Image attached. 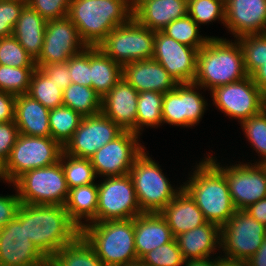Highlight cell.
<instances>
[{
    "label": "cell",
    "instance_id": "cell-1",
    "mask_svg": "<svg viewBox=\"0 0 266 266\" xmlns=\"http://www.w3.org/2000/svg\"><path fill=\"white\" fill-rule=\"evenodd\" d=\"M205 158V159H204ZM195 165L182 188L195 201L207 222L220 228L237 211L230 196L225 175L207 158Z\"/></svg>",
    "mask_w": 266,
    "mask_h": 266
},
{
    "label": "cell",
    "instance_id": "cell-2",
    "mask_svg": "<svg viewBox=\"0 0 266 266\" xmlns=\"http://www.w3.org/2000/svg\"><path fill=\"white\" fill-rule=\"evenodd\" d=\"M67 17L87 47H96L110 31L133 18L131 0H71Z\"/></svg>",
    "mask_w": 266,
    "mask_h": 266
},
{
    "label": "cell",
    "instance_id": "cell-3",
    "mask_svg": "<svg viewBox=\"0 0 266 266\" xmlns=\"http://www.w3.org/2000/svg\"><path fill=\"white\" fill-rule=\"evenodd\" d=\"M25 233L51 259L62 247L72 243L81 229L69 218L64 206L25 204Z\"/></svg>",
    "mask_w": 266,
    "mask_h": 266
},
{
    "label": "cell",
    "instance_id": "cell-4",
    "mask_svg": "<svg viewBox=\"0 0 266 266\" xmlns=\"http://www.w3.org/2000/svg\"><path fill=\"white\" fill-rule=\"evenodd\" d=\"M243 53L239 42L212 36L197 54L194 83L204 91L246 78Z\"/></svg>",
    "mask_w": 266,
    "mask_h": 266
},
{
    "label": "cell",
    "instance_id": "cell-5",
    "mask_svg": "<svg viewBox=\"0 0 266 266\" xmlns=\"http://www.w3.org/2000/svg\"><path fill=\"white\" fill-rule=\"evenodd\" d=\"M81 235L95 249L105 266H125L138 260L134 218L85 224Z\"/></svg>",
    "mask_w": 266,
    "mask_h": 266
},
{
    "label": "cell",
    "instance_id": "cell-6",
    "mask_svg": "<svg viewBox=\"0 0 266 266\" xmlns=\"http://www.w3.org/2000/svg\"><path fill=\"white\" fill-rule=\"evenodd\" d=\"M144 150L134 161L129 175L142 212L159 213L183 188H174L159 163Z\"/></svg>",
    "mask_w": 266,
    "mask_h": 266
},
{
    "label": "cell",
    "instance_id": "cell-7",
    "mask_svg": "<svg viewBox=\"0 0 266 266\" xmlns=\"http://www.w3.org/2000/svg\"><path fill=\"white\" fill-rule=\"evenodd\" d=\"M12 184L24 204L64 206L69 194L60 161L51 166L29 170Z\"/></svg>",
    "mask_w": 266,
    "mask_h": 266
},
{
    "label": "cell",
    "instance_id": "cell-8",
    "mask_svg": "<svg viewBox=\"0 0 266 266\" xmlns=\"http://www.w3.org/2000/svg\"><path fill=\"white\" fill-rule=\"evenodd\" d=\"M155 31L140 25L134 18L117 26L97 47L121 66L153 58Z\"/></svg>",
    "mask_w": 266,
    "mask_h": 266
},
{
    "label": "cell",
    "instance_id": "cell-9",
    "mask_svg": "<svg viewBox=\"0 0 266 266\" xmlns=\"http://www.w3.org/2000/svg\"><path fill=\"white\" fill-rule=\"evenodd\" d=\"M63 147L51 137L18 135L4 163L5 174L12 184L23 173L59 162Z\"/></svg>",
    "mask_w": 266,
    "mask_h": 266
},
{
    "label": "cell",
    "instance_id": "cell-10",
    "mask_svg": "<svg viewBox=\"0 0 266 266\" xmlns=\"http://www.w3.org/2000/svg\"><path fill=\"white\" fill-rule=\"evenodd\" d=\"M266 225L258 222L245 210H237L221 227V250L227 259L247 261L261 246Z\"/></svg>",
    "mask_w": 266,
    "mask_h": 266
},
{
    "label": "cell",
    "instance_id": "cell-11",
    "mask_svg": "<svg viewBox=\"0 0 266 266\" xmlns=\"http://www.w3.org/2000/svg\"><path fill=\"white\" fill-rule=\"evenodd\" d=\"M215 157L207 156L225 175L236 210H245L251 204L266 198V164L238 161V164L225 165L226 167H224Z\"/></svg>",
    "mask_w": 266,
    "mask_h": 266
},
{
    "label": "cell",
    "instance_id": "cell-12",
    "mask_svg": "<svg viewBox=\"0 0 266 266\" xmlns=\"http://www.w3.org/2000/svg\"><path fill=\"white\" fill-rule=\"evenodd\" d=\"M103 179L98 184L96 222L133 219L143 213L129 174Z\"/></svg>",
    "mask_w": 266,
    "mask_h": 266
},
{
    "label": "cell",
    "instance_id": "cell-13",
    "mask_svg": "<svg viewBox=\"0 0 266 266\" xmlns=\"http://www.w3.org/2000/svg\"><path fill=\"white\" fill-rule=\"evenodd\" d=\"M213 105L230 119L242 122L264 109L263 93L251 76L241 81L215 87L210 91Z\"/></svg>",
    "mask_w": 266,
    "mask_h": 266
},
{
    "label": "cell",
    "instance_id": "cell-14",
    "mask_svg": "<svg viewBox=\"0 0 266 266\" xmlns=\"http://www.w3.org/2000/svg\"><path fill=\"white\" fill-rule=\"evenodd\" d=\"M48 258L25 233V204L17 216L0 228V266H42Z\"/></svg>",
    "mask_w": 266,
    "mask_h": 266
},
{
    "label": "cell",
    "instance_id": "cell-15",
    "mask_svg": "<svg viewBox=\"0 0 266 266\" xmlns=\"http://www.w3.org/2000/svg\"><path fill=\"white\" fill-rule=\"evenodd\" d=\"M138 138L132 131H123L98 149L90 158L96 175L104 178L129 174L135 159L145 150Z\"/></svg>",
    "mask_w": 266,
    "mask_h": 266
},
{
    "label": "cell",
    "instance_id": "cell-16",
    "mask_svg": "<svg viewBox=\"0 0 266 266\" xmlns=\"http://www.w3.org/2000/svg\"><path fill=\"white\" fill-rule=\"evenodd\" d=\"M199 88L202 89L194 82L178 83L174 90L164 93L163 124L186 128L197 125L208 106L204 97L197 92Z\"/></svg>",
    "mask_w": 266,
    "mask_h": 266
},
{
    "label": "cell",
    "instance_id": "cell-17",
    "mask_svg": "<svg viewBox=\"0 0 266 266\" xmlns=\"http://www.w3.org/2000/svg\"><path fill=\"white\" fill-rule=\"evenodd\" d=\"M86 47L78 34L77 27L67 16L62 19L48 20L42 51L35 60L36 67L66 63Z\"/></svg>",
    "mask_w": 266,
    "mask_h": 266
},
{
    "label": "cell",
    "instance_id": "cell-18",
    "mask_svg": "<svg viewBox=\"0 0 266 266\" xmlns=\"http://www.w3.org/2000/svg\"><path fill=\"white\" fill-rule=\"evenodd\" d=\"M123 131L102 112L85 116L63 147V152L73 157L90 159L98 149L114 140Z\"/></svg>",
    "mask_w": 266,
    "mask_h": 266
},
{
    "label": "cell",
    "instance_id": "cell-19",
    "mask_svg": "<svg viewBox=\"0 0 266 266\" xmlns=\"http://www.w3.org/2000/svg\"><path fill=\"white\" fill-rule=\"evenodd\" d=\"M198 51L177 42L162 31L155 32L153 59L158 61L177 83L194 82Z\"/></svg>",
    "mask_w": 266,
    "mask_h": 266
},
{
    "label": "cell",
    "instance_id": "cell-20",
    "mask_svg": "<svg viewBox=\"0 0 266 266\" xmlns=\"http://www.w3.org/2000/svg\"><path fill=\"white\" fill-rule=\"evenodd\" d=\"M236 39L262 34L266 27V0H225V25Z\"/></svg>",
    "mask_w": 266,
    "mask_h": 266
},
{
    "label": "cell",
    "instance_id": "cell-21",
    "mask_svg": "<svg viewBox=\"0 0 266 266\" xmlns=\"http://www.w3.org/2000/svg\"><path fill=\"white\" fill-rule=\"evenodd\" d=\"M138 91L123 77L102 98L101 112L124 131L136 134Z\"/></svg>",
    "mask_w": 266,
    "mask_h": 266
},
{
    "label": "cell",
    "instance_id": "cell-22",
    "mask_svg": "<svg viewBox=\"0 0 266 266\" xmlns=\"http://www.w3.org/2000/svg\"><path fill=\"white\" fill-rule=\"evenodd\" d=\"M122 77L139 93L156 91L164 94L174 90L178 84L167 70L153 58L123 65Z\"/></svg>",
    "mask_w": 266,
    "mask_h": 266
},
{
    "label": "cell",
    "instance_id": "cell-23",
    "mask_svg": "<svg viewBox=\"0 0 266 266\" xmlns=\"http://www.w3.org/2000/svg\"><path fill=\"white\" fill-rule=\"evenodd\" d=\"M133 18L155 32L188 14L187 0H131Z\"/></svg>",
    "mask_w": 266,
    "mask_h": 266
},
{
    "label": "cell",
    "instance_id": "cell-24",
    "mask_svg": "<svg viewBox=\"0 0 266 266\" xmlns=\"http://www.w3.org/2000/svg\"><path fill=\"white\" fill-rule=\"evenodd\" d=\"M134 236L138 259L175 239L164 217L155 212H143L134 217Z\"/></svg>",
    "mask_w": 266,
    "mask_h": 266
},
{
    "label": "cell",
    "instance_id": "cell-25",
    "mask_svg": "<svg viewBox=\"0 0 266 266\" xmlns=\"http://www.w3.org/2000/svg\"><path fill=\"white\" fill-rule=\"evenodd\" d=\"M221 228L207 222L175 237L185 260L212 257L221 250ZM216 250V251H215Z\"/></svg>",
    "mask_w": 266,
    "mask_h": 266
},
{
    "label": "cell",
    "instance_id": "cell-26",
    "mask_svg": "<svg viewBox=\"0 0 266 266\" xmlns=\"http://www.w3.org/2000/svg\"><path fill=\"white\" fill-rule=\"evenodd\" d=\"M159 213L166 220L174 237L207 223L203 212L184 189Z\"/></svg>",
    "mask_w": 266,
    "mask_h": 266
},
{
    "label": "cell",
    "instance_id": "cell-27",
    "mask_svg": "<svg viewBox=\"0 0 266 266\" xmlns=\"http://www.w3.org/2000/svg\"><path fill=\"white\" fill-rule=\"evenodd\" d=\"M50 110L29 95L16 96L14 122L20 134L32 137H51Z\"/></svg>",
    "mask_w": 266,
    "mask_h": 266
},
{
    "label": "cell",
    "instance_id": "cell-28",
    "mask_svg": "<svg viewBox=\"0 0 266 266\" xmlns=\"http://www.w3.org/2000/svg\"><path fill=\"white\" fill-rule=\"evenodd\" d=\"M46 24L47 21L27 4L14 27L13 36L34 60L41 54Z\"/></svg>",
    "mask_w": 266,
    "mask_h": 266
},
{
    "label": "cell",
    "instance_id": "cell-29",
    "mask_svg": "<svg viewBox=\"0 0 266 266\" xmlns=\"http://www.w3.org/2000/svg\"><path fill=\"white\" fill-rule=\"evenodd\" d=\"M64 207L68 212L69 218L80 229H82L85 224L96 223L98 183H91L69 189L68 198Z\"/></svg>",
    "mask_w": 266,
    "mask_h": 266
},
{
    "label": "cell",
    "instance_id": "cell-30",
    "mask_svg": "<svg viewBox=\"0 0 266 266\" xmlns=\"http://www.w3.org/2000/svg\"><path fill=\"white\" fill-rule=\"evenodd\" d=\"M92 88L103 98L122 78V66L97 46L90 47Z\"/></svg>",
    "mask_w": 266,
    "mask_h": 266
},
{
    "label": "cell",
    "instance_id": "cell-31",
    "mask_svg": "<svg viewBox=\"0 0 266 266\" xmlns=\"http://www.w3.org/2000/svg\"><path fill=\"white\" fill-rule=\"evenodd\" d=\"M58 266H105L95 249L80 234L62 247L52 258Z\"/></svg>",
    "mask_w": 266,
    "mask_h": 266
},
{
    "label": "cell",
    "instance_id": "cell-32",
    "mask_svg": "<svg viewBox=\"0 0 266 266\" xmlns=\"http://www.w3.org/2000/svg\"><path fill=\"white\" fill-rule=\"evenodd\" d=\"M62 96L63 105L82 117L101 113L102 98L92 87L71 83L63 90Z\"/></svg>",
    "mask_w": 266,
    "mask_h": 266
},
{
    "label": "cell",
    "instance_id": "cell-33",
    "mask_svg": "<svg viewBox=\"0 0 266 266\" xmlns=\"http://www.w3.org/2000/svg\"><path fill=\"white\" fill-rule=\"evenodd\" d=\"M164 94L156 91L138 93L136 134L141 135L143 127L158 128L163 124L162 105ZM141 131V132H140Z\"/></svg>",
    "mask_w": 266,
    "mask_h": 266
},
{
    "label": "cell",
    "instance_id": "cell-34",
    "mask_svg": "<svg viewBox=\"0 0 266 266\" xmlns=\"http://www.w3.org/2000/svg\"><path fill=\"white\" fill-rule=\"evenodd\" d=\"M82 118L78 112L65 105L51 109L49 113L51 138L64 147L78 129Z\"/></svg>",
    "mask_w": 266,
    "mask_h": 266
},
{
    "label": "cell",
    "instance_id": "cell-35",
    "mask_svg": "<svg viewBox=\"0 0 266 266\" xmlns=\"http://www.w3.org/2000/svg\"><path fill=\"white\" fill-rule=\"evenodd\" d=\"M39 68L34 70L27 95L49 110L63 105V92Z\"/></svg>",
    "mask_w": 266,
    "mask_h": 266
},
{
    "label": "cell",
    "instance_id": "cell-36",
    "mask_svg": "<svg viewBox=\"0 0 266 266\" xmlns=\"http://www.w3.org/2000/svg\"><path fill=\"white\" fill-rule=\"evenodd\" d=\"M69 189L95 183L98 176L90 159L77 158L62 152L59 159Z\"/></svg>",
    "mask_w": 266,
    "mask_h": 266
},
{
    "label": "cell",
    "instance_id": "cell-37",
    "mask_svg": "<svg viewBox=\"0 0 266 266\" xmlns=\"http://www.w3.org/2000/svg\"><path fill=\"white\" fill-rule=\"evenodd\" d=\"M199 25L187 14L167 25L162 32L177 42L200 50L211 36H202Z\"/></svg>",
    "mask_w": 266,
    "mask_h": 266
},
{
    "label": "cell",
    "instance_id": "cell-38",
    "mask_svg": "<svg viewBox=\"0 0 266 266\" xmlns=\"http://www.w3.org/2000/svg\"><path fill=\"white\" fill-rule=\"evenodd\" d=\"M236 40L242 49L247 75L251 76L266 61V34H249Z\"/></svg>",
    "mask_w": 266,
    "mask_h": 266
},
{
    "label": "cell",
    "instance_id": "cell-39",
    "mask_svg": "<svg viewBox=\"0 0 266 266\" xmlns=\"http://www.w3.org/2000/svg\"><path fill=\"white\" fill-rule=\"evenodd\" d=\"M36 67H11L0 65V91L15 96L27 94Z\"/></svg>",
    "mask_w": 266,
    "mask_h": 266
},
{
    "label": "cell",
    "instance_id": "cell-40",
    "mask_svg": "<svg viewBox=\"0 0 266 266\" xmlns=\"http://www.w3.org/2000/svg\"><path fill=\"white\" fill-rule=\"evenodd\" d=\"M240 125L248 142L261 158L254 163L266 164V111L263 109L259 114L243 120Z\"/></svg>",
    "mask_w": 266,
    "mask_h": 266
},
{
    "label": "cell",
    "instance_id": "cell-41",
    "mask_svg": "<svg viewBox=\"0 0 266 266\" xmlns=\"http://www.w3.org/2000/svg\"><path fill=\"white\" fill-rule=\"evenodd\" d=\"M188 15L198 24L218 21L225 25V0H187Z\"/></svg>",
    "mask_w": 266,
    "mask_h": 266
},
{
    "label": "cell",
    "instance_id": "cell-42",
    "mask_svg": "<svg viewBox=\"0 0 266 266\" xmlns=\"http://www.w3.org/2000/svg\"><path fill=\"white\" fill-rule=\"evenodd\" d=\"M0 65L11 67H36L33 57L12 35L0 38Z\"/></svg>",
    "mask_w": 266,
    "mask_h": 266
},
{
    "label": "cell",
    "instance_id": "cell-43",
    "mask_svg": "<svg viewBox=\"0 0 266 266\" xmlns=\"http://www.w3.org/2000/svg\"><path fill=\"white\" fill-rule=\"evenodd\" d=\"M141 260L147 266H184L186 261L176 239L160 247L158 246L145 254Z\"/></svg>",
    "mask_w": 266,
    "mask_h": 266
},
{
    "label": "cell",
    "instance_id": "cell-44",
    "mask_svg": "<svg viewBox=\"0 0 266 266\" xmlns=\"http://www.w3.org/2000/svg\"><path fill=\"white\" fill-rule=\"evenodd\" d=\"M27 0H0V38L13 35L14 27Z\"/></svg>",
    "mask_w": 266,
    "mask_h": 266
},
{
    "label": "cell",
    "instance_id": "cell-45",
    "mask_svg": "<svg viewBox=\"0 0 266 266\" xmlns=\"http://www.w3.org/2000/svg\"><path fill=\"white\" fill-rule=\"evenodd\" d=\"M72 83L92 87L90 47L72 56L67 62Z\"/></svg>",
    "mask_w": 266,
    "mask_h": 266
},
{
    "label": "cell",
    "instance_id": "cell-46",
    "mask_svg": "<svg viewBox=\"0 0 266 266\" xmlns=\"http://www.w3.org/2000/svg\"><path fill=\"white\" fill-rule=\"evenodd\" d=\"M71 0H27V4L46 21L62 19L68 15Z\"/></svg>",
    "mask_w": 266,
    "mask_h": 266
},
{
    "label": "cell",
    "instance_id": "cell-47",
    "mask_svg": "<svg viewBox=\"0 0 266 266\" xmlns=\"http://www.w3.org/2000/svg\"><path fill=\"white\" fill-rule=\"evenodd\" d=\"M19 135L18 127L14 121L0 123V160L4 163Z\"/></svg>",
    "mask_w": 266,
    "mask_h": 266
},
{
    "label": "cell",
    "instance_id": "cell-48",
    "mask_svg": "<svg viewBox=\"0 0 266 266\" xmlns=\"http://www.w3.org/2000/svg\"><path fill=\"white\" fill-rule=\"evenodd\" d=\"M39 68L49 79L58 85L57 87L63 92L71 83L70 71L67 63L47 64Z\"/></svg>",
    "mask_w": 266,
    "mask_h": 266
},
{
    "label": "cell",
    "instance_id": "cell-49",
    "mask_svg": "<svg viewBox=\"0 0 266 266\" xmlns=\"http://www.w3.org/2000/svg\"><path fill=\"white\" fill-rule=\"evenodd\" d=\"M21 204L17 191L13 195L0 196V228L16 218Z\"/></svg>",
    "mask_w": 266,
    "mask_h": 266
},
{
    "label": "cell",
    "instance_id": "cell-50",
    "mask_svg": "<svg viewBox=\"0 0 266 266\" xmlns=\"http://www.w3.org/2000/svg\"><path fill=\"white\" fill-rule=\"evenodd\" d=\"M16 96L0 91V123L14 121Z\"/></svg>",
    "mask_w": 266,
    "mask_h": 266
},
{
    "label": "cell",
    "instance_id": "cell-51",
    "mask_svg": "<svg viewBox=\"0 0 266 266\" xmlns=\"http://www.w3.org/2000/svg\"><path fill=\"white\" fill-rule=\"evenodd\" d=\"M248 214L255 218L258 222L266 225V198L251 204L245 209Z\"/></svg>",
    "mask_w": 266,
    "mask_h": 266
},
{
    "label": "cell",
    "instance_id": "cell-52",
    "mask_svg": "<svg viewBox=\"0 0 266 266\" xmlns=\"http://www.w3.org/2000/svg\"><path fill=\"white\" fill-rule=\"evenodd\" d=\"M247 262L249 266H266V236L257 252Z\"/></svg>",
    "mask_w": 266,
    "mask_h": 266
},
{
    "label": "cell",
    "instance_id": "cell-53",
    "mask_svg": "<svg viewBox=\"0 0 266 266\" xmlns=\"http://www.w3.org/2000/svg\"><path fill=\"white\" fill-rule=\"evenodd\" d=\"M251 77L264 95L266 93V61L251 75Z\"/></svg>",
    "mask_w": 266,
    "mask_h": 266
},
{
    "label": "cell",
    "instance_id": "cell-54",
    "mask_svg": "<svg viewBox=\"0 0 266 266\" xmlns=\"http://www.w3.org/2000/svg\"><path fill=\"white\" fill-rule=\"evenodd\" d=\"M212 257H207L203 259H189L186 260L184 266H218V257L211 259Z\"/></svg>",
    "mask_w": 266,
    "mask_h": 266
},
{
    "label": "cell",
    "instance_id": "cell-55",
    "mask_svg": "<svg viewBox=\"0 0 266 266\" xmlns=\"http://www.w3.org/2000/svg\"><path fill=\"white\" fill-rule=\"evenodd\" d=\"M218 266H249L247 261L232 260L218 256Z\"/></svg>",
    "mask_w": 266,
    "mask_h": 266
},
{
    "label": "cell",
    "instance_id": "cell-56",
    "mask_svg": "<svg viewBox=\"0 0 266 266\" xmlns=\"http://www.w3.org/2000/svg\"><path fill=\"white\" fill-rule=\"evenodd\" d=\"M0 180L5 181L6 183H9V180L7 179V176L5 174V168H4V162L0 160Z\"/></svg>",
    "mask_w": 266,
    "mask_h": 266
},
{
    "label": "cell",
    "instance_id": "cell-57",
    "mask_svg": "<svg viewBox=\"0 0 266 266\" xmlns=\"http://www.w3.org/2000/svg\"><path fill=\"white\" fill-rule=\"evenodd\" d=\"M125 266H147L141 259L132 261Z\"/></svg>",
    "mask_w": 266,
    "mask_h": 266
},
{
    "label": "cell",
    "instance_id": "cell-58",
    "mask_svg": "<svg viewBox=\"0 0 266 266\" xmlns=\"http://www.w3.org/2000/svg\"><path fill=\"white\" fill-rule=\"evenodd\" d=\"M42 266H58L52 259H47Z\"/></svg>",
    "mask_w": 266,
    "mask_h": 266
},
{
    "label": "cell",
    "instance_id": "cell-59",
    "mask_svg": "<svg viewBox=\"0 0 266 266\" xmlns=\"http://www.w3.org/2000/svg\"><path fill=\"white\" fill-rule=\"evenodd\" d=\"M263 100H264V110L266 111V93L263 95Z\"/></svg>",
    "mask_w": 266,
    "mask_h": 266
}]
</instances>
